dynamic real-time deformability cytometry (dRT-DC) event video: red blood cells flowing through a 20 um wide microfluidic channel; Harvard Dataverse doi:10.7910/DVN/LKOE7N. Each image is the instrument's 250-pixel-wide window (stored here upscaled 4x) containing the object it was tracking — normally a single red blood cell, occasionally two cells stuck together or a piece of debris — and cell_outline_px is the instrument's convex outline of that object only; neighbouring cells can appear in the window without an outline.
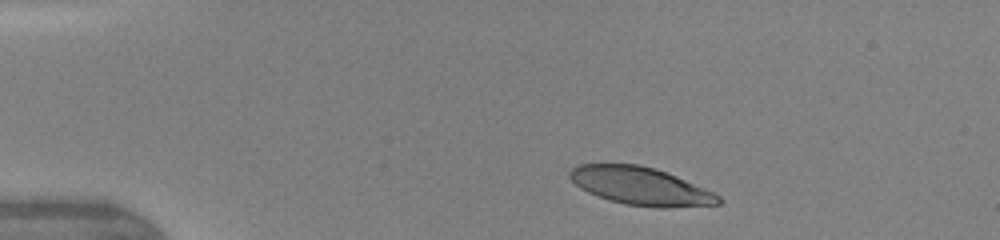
{"species": "human", "species_latin": "Homo sapiens", "temperature_condition": "warm", "stored_images_in_passage": 34, "camera_frame_rate_fps": 3000, "um_per_image_px": 0.085, "donor": {"sex": "female"}, "frame": {"image": 1, "passage_image": 1, "time_ms": 0.0, "image_size_px": [1000, 240], "cell_outline_px": [[724, 200], [720, 204], [668, 208], [656, 208], [624, 204], [608, 200], [588, 192], [580, 188], [568, 176], [568, 172], [572, 168], [580, 164], [640, 164], [676, 176], [716, 192]], "centroid_in_image_um": [54.49, 15.83], "position_along_channel_um": 30.5, "area_um2": 33.0}}
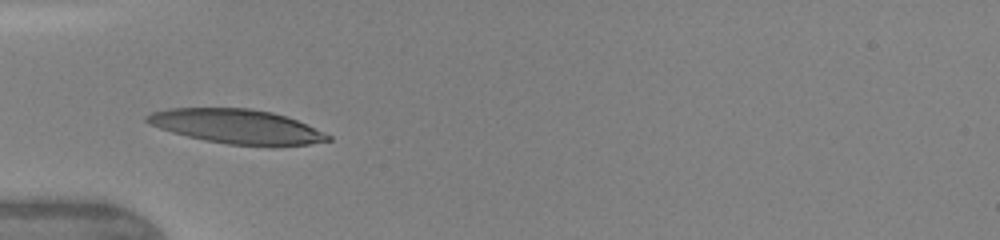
{"frame": {"image": 2, "passage_image": 8, "time_ms": 2.333, "image_size_px": [1000, 240], "cell_outline_px": [[332, 140], [308, 144], [272, 148], [228, 144], [204, 140], [172, 132], [148, 124], [144, 120], [144, 116], [152, 112], [168, 108], [248, 108], [272, 112], [296, 120], [324, 132], [332, 136]], "centroid_in_image_um": [20.14, 10.77], "position_along_channel_um": 64.9, "area_um2": 36.65}}
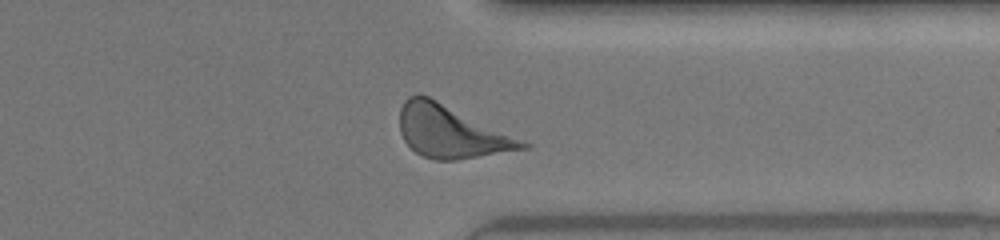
{"frame": {"image": 3, "passage_image": 30, "time_ms": 9.667, "image_size_px": [1000, 240], "cell_outline_px": [[532, 148], [456, 160], [436, 160], [424, 156], [416, 152], [404, 140], [400, 132], [400, 108], [404, 100], [408, 96], [428, 96], [532, 144]], "centroid_in_image_um": [38.36, 11.21], "position_along_channel_um": 373.0, "area_um2": 36.99}, "authors_computed_cell_mechanics": {"area_um2": 34.9401, "velocity_mm_per_s": 4.2367, "shape_relaxation_time_tau1_ms": 2.2161, "shape_relaxation_time_tau2_ms": 0.646, "deformation_change_tau1": 0.18, "deformation_change_tau2": 0.0633}}